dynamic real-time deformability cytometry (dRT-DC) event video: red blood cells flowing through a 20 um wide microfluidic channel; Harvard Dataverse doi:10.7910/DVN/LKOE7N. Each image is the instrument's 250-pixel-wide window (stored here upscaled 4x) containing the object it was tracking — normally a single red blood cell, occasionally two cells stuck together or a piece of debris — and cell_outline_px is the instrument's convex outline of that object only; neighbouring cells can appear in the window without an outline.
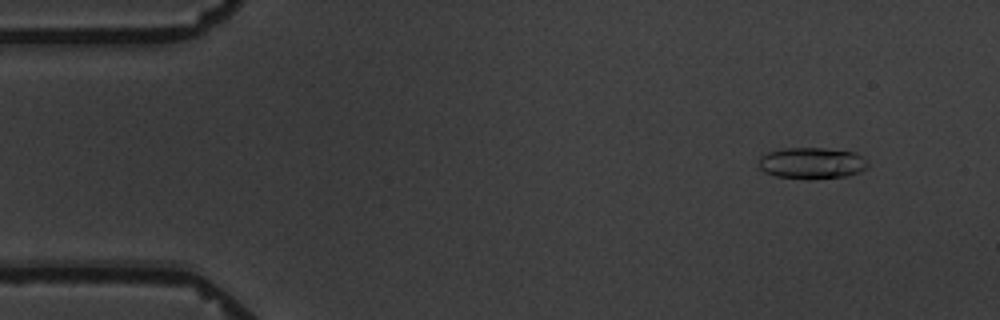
{"species": "common noctule bat (a hibernating species)", "species_latin": "Nyctalus noctula", "temperature_condition": "warm", "stored_images_in_passage": 5, "camera_frame_rate_fps": 3000, "um_per_image_px": 0.085, "animal": {"sex": "male", "body_mass_g": 19.5, "forearm_length_mm": 54.6}, "frame": {"image": 1, "passage_image": 2, "time_ms": 1.0, "image_size_px": [1000, 320], "cell_outline_px": [[868, 168], [860, 172], [848, 176], [812, 180], [804, 180], [776, 176], [764, 172], [760, 168], [760, 156], [768, 152], [784, 148], [824, 148], [856, 152], [868, 160]], "centroid_in_image_um": [69.05, 13.88], "position_along_channel_um": 15.9, "area_um2": 20.4}}